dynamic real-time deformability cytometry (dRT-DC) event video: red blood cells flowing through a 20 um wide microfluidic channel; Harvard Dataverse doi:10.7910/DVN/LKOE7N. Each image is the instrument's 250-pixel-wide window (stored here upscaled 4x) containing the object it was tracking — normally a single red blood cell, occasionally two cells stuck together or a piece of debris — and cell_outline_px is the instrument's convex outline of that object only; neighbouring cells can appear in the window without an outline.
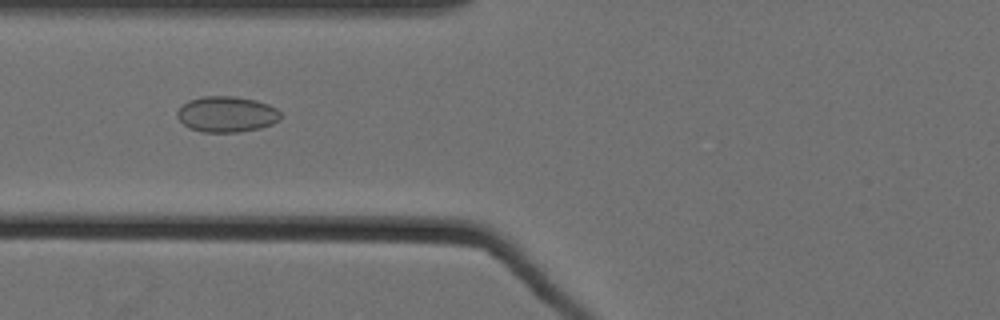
{"species": "Egyptian fruit bat (a non-hibernating species)", "species_latin": "Rousettus aegyptiacus", "temperature_condition": "cold", "stored_images_in_passage": 59, "camera_frame_rate_fps": 3000, "um_per_image_px": 0.085, "animal": {"sex": "female"}, "frame": {"image": 1, "passage_image": 26, "time_ms": 8.333, "image_size_px": [1000, 320], "cell_outline_px": [[280, 120], [272, 124], [260, 128], [240, 132], [200, 132], [188, 128], [176, 116], [176, 112], [188, 100], [204, 96], [232, 96], [256, 100], [268, 104], [276, 108], [280, 112]], "centroid_in_image_um": [19.26, 9.71], "position_along_channel_um": 106.5, "area_um2": 21.68}}
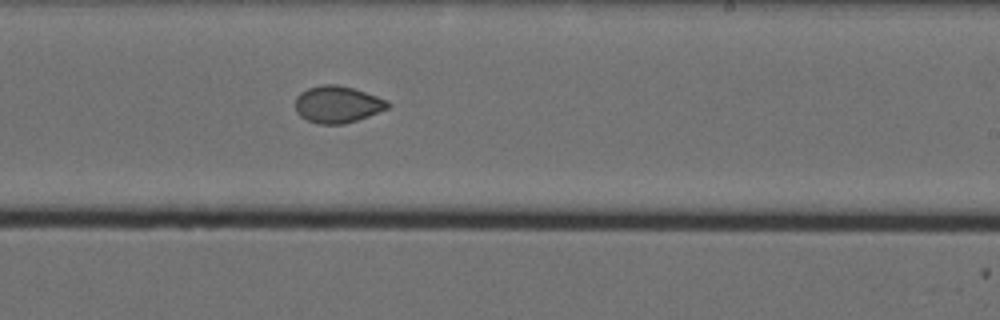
{"frame": {"image": 2, "passage_image": 39, "time_ms": 12.667, "image_size_px": [1000, 320], "cell_outline_px": [[392, 104], [388, 108], [368, 116], [344, 124], [320, 124], [308, 120], [300, 116], [296, 112], [296, 96], [300, 92], [308, 88], [320, 84], [336, 84], [352, 88], [388, 100]], "centroid_in_image_um": [28.68, 8.87], "position_along_channel_um": 260.3, "area_um2": 19.83}}
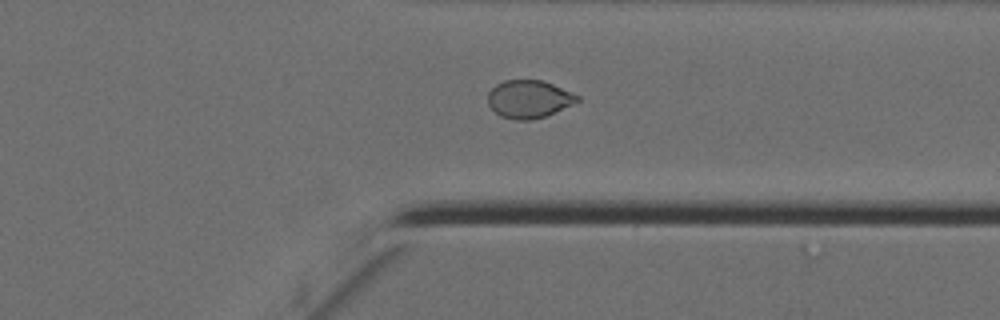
{"frame": {"image": 3, "passage_image": 48, "time_ms": 15.667, "image_size_px": [1000, 320], "cell_outline_px": [[580, 100], [572, 104], [544, 116], [532, 120], [516, 120], [500, 116], [488, 104], [488, 92], [496, 84], [504, 80], [544, 80], [580, 96]], "centroid_in_image_um": [44.94, 8.41], "position_along_channel_um": 366.5, "area_um2": 19.59}, "authors_computed_cell_mechanics": {"area_um2": 21.1548, "velocity_mm_per_s": 3.5469, "shape_relaxation_time_tau1_ms": null, "shape_relaxation_time_tau2_ms": 1.9545, "deformation_change_tau1": null, "deformation_change_tau2": 0.0323}}